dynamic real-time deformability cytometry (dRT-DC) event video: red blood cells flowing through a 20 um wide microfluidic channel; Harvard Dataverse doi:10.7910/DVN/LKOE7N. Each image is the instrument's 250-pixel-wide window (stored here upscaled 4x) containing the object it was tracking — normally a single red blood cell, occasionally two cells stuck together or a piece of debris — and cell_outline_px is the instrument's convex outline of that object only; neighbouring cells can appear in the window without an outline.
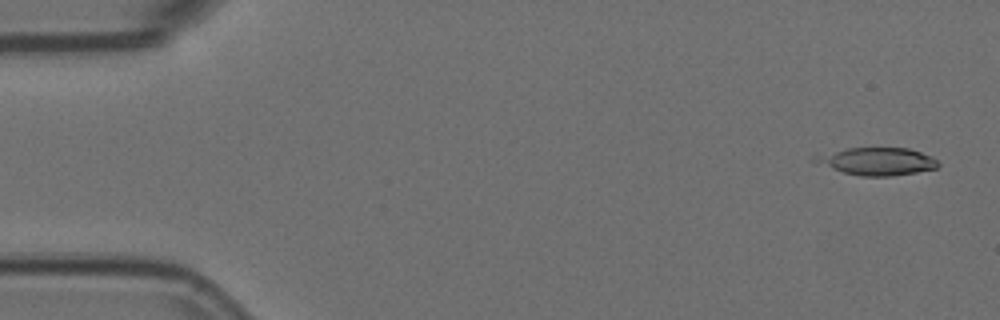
{"species": "Egyptian fruit bat (a non-hibernating species)", "species_latin": "Rousettus aegyptiacus", "temperature_condition": "room temperature", "stored_images_in_passage": 5, "camera_frame_rate_fps": 3000, "um_per_image_px": 0.085, "animal": {"sex": "female"}, "frame": {"image": 1, "passage_image": 1, "time_ms": 0.0, "image_size_px": [1000, 320], "cell_outline_px": [[940, 164], [936, 168], [916, 172], [892, 176], [860, 176], [844, 172], [832, 168], [824, 164], [824, 160], [836, 152], [848, 148], [908, 148], [932, 156]], "centroid_in_image_um": [74.85, 13.73], "position_along_channel_um": 10.1, "area_um2": 18.38}}
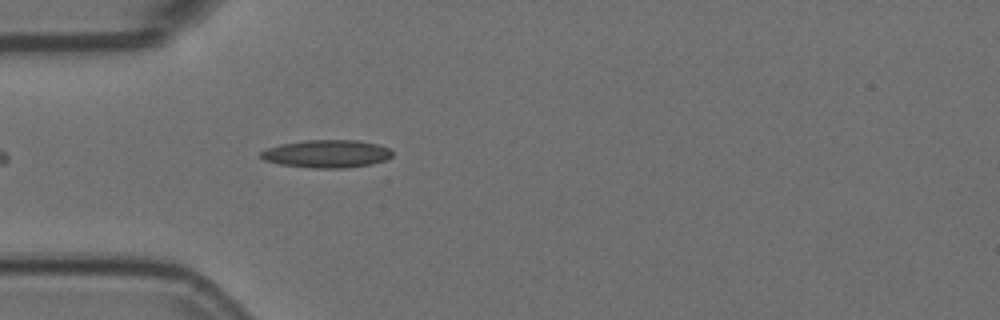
{"frame": {"image": 2, "passage_image": 5, "time_ms": 1.333, "image_size_px": [1000, 320], "cell_outline_px": [[392, 156], [384, 160], [372, 164], [348, 168], [312, 168], [280, 164], [264, 160], [260, 156], [260, 152], [268, 148], [280, 144], [304, 140], [356, 140], [380, 144], [388, 148], [392, 152]], "centroid_in_image_um": [27.78, 13.07], "position_along_channel_um": 57.2, "area_um2": 21.39}}